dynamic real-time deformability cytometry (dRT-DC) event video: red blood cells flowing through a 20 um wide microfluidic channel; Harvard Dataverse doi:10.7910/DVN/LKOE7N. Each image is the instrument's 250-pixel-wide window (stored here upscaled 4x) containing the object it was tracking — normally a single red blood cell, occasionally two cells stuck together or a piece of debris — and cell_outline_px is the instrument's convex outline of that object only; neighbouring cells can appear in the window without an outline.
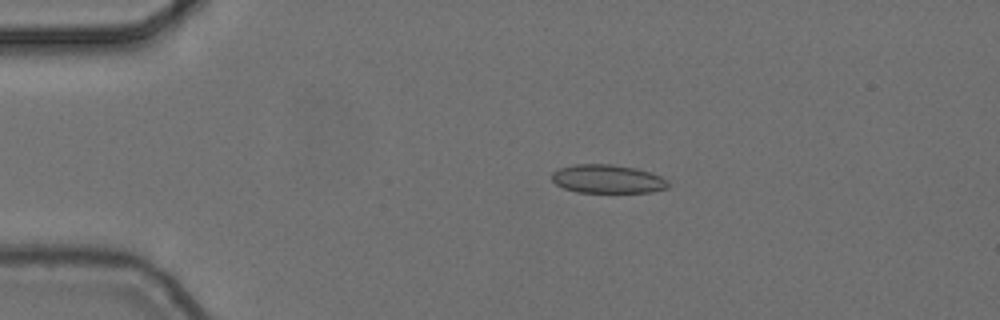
{"species": "common noctule bat (a hibernating species)", "species_latin": "Nyctalus noctula", "temperature_condition": "cold", "stored_images_in_passage": 2, "camera_frame_rate_fps": 3000, "um_per_image_px": 0.085, "animal": {"sex": "female", "body_mass_g": 24.6, "forearm_length_mm": 56.2}, "frame": {"image": 1, "passage_image": 1, "time_ms": 0.0, "image_size_px": [1000, 320], "cell_outline_px": [[668, 188], [652, 192], [576, 192], [564, 188], [556, 184], [552, 180], [552, 172], [560, 168], [572, 164], [612, 164], [636, 168], [660, 176], [668, 180]], "centroid_in_image_um": [51.63, 15.21], "position_along_channel_um": 33.4, "area_um2": 19.36}}
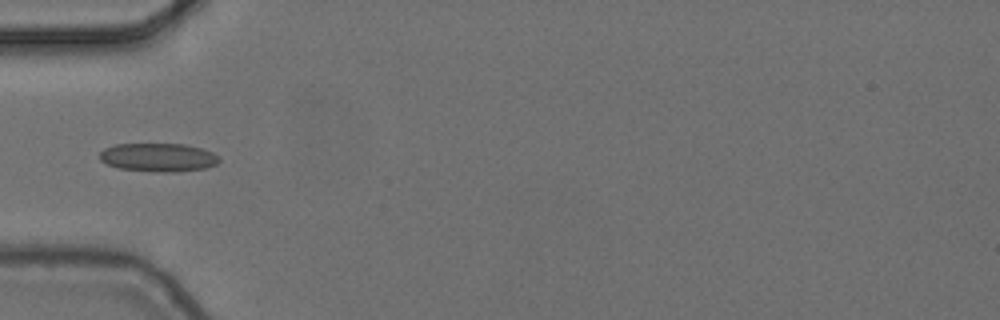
{"frame": {"image": 2, "passage_image": 2, "time_ms": 0.333, "image_size_px": [1000, 320], "cell_outline_px": [[220, 160], [216, 164], [204, 168], [176, 172], [156, 172], [120, 168], [108, 164], [100, 160], [100, 152], [104, 148], [116, 144], [184, 144], [200, 148], [212, 152], [220, 156]], "centroid_in_image_um": [13.46, 13.37], "position_along_channel_um": 71.5, "area_um2": 19.77}}